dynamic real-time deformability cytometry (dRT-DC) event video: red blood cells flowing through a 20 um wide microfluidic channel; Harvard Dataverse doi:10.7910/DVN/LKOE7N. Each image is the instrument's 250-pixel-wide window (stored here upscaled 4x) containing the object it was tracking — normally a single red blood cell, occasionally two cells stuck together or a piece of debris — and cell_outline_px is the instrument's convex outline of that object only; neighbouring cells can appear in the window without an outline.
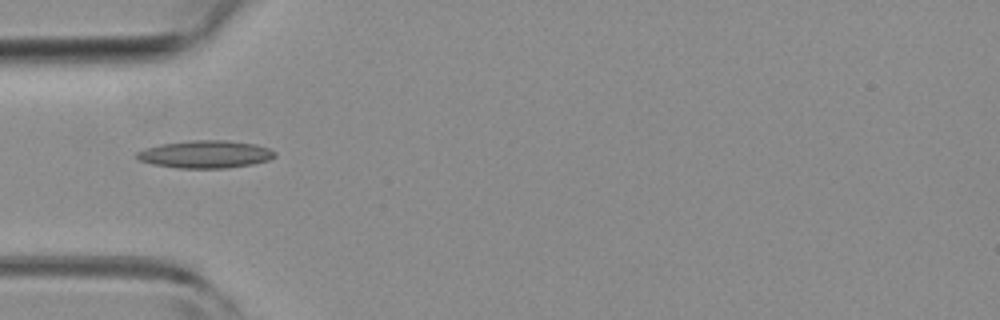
{"species": "common noctule bat (a hibernating species)", "species_latin": "Nyctalus noctula", "temperature_condition": "room temperature", "stored_images_in_passage": 6, "camera_frame_rate_fps": 3000, "um_per_image_px": 0.085, "animal": {"sex": "female", "body_mass_g": 19.3, "forearm_length_mm": 54.1}, "frame": {"image": 1, "passage_image": 4, "time_ms": 1.0, "image_size_px": [1000, 320], "cell_outline_px": [[276, 156], [268, 160], [252, 164], [228, 168], [176, 168], [152, 164], [140, 160], [136, 156], [136, 152], [144, 148], [160, 144], [188, 140], [228, 140], [256, 144], [268, 148], [276, 152]], "centroid_in_image_um": [17.45, 13.11], "position_along_channel_um": 67.5, "area_um2": 22.37}}
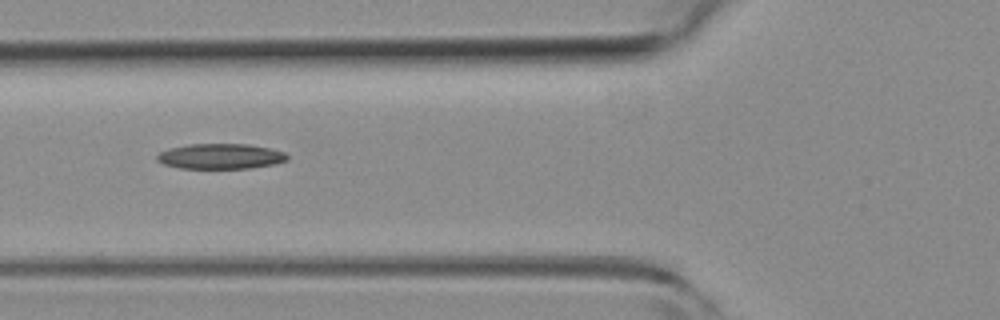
{"frame": {"image": 2, "passage_image": 5, "time_ms": 1.333, "image_size_px": [1000, 320], "cell_outline_px": [[288, 160], [276, 164], [252, 168], [180, 168], [164, 164], [156, 160], [156, 156], [160, 152], [168, 148], [188, 144], [248, 144], [268, 148], [284, 152], [288, 156]], "centroid_in_image_um": [18.74, 13.28], "position_along_channel_um": 107.1, "area_um2": 19.25}}
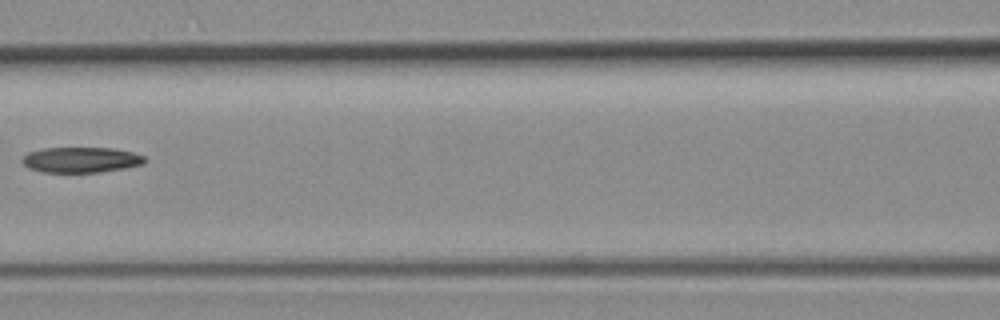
{"frame": {"image": 3, "passage_image": 6, "time_ms": 1.667, "image_size_px": [1000, 320], "cell_outline_px": [[144, 164], [124, 168], [100, 172], [44, 172], [28, 168], [20, 160], [28, 152], [44, 148], [112, 148], [132, 152], [144, 156]], "centroid_in_image_um": [6.86, 13.58], "position_along_channel_um": 159.7, "area_um2": 18.09}}